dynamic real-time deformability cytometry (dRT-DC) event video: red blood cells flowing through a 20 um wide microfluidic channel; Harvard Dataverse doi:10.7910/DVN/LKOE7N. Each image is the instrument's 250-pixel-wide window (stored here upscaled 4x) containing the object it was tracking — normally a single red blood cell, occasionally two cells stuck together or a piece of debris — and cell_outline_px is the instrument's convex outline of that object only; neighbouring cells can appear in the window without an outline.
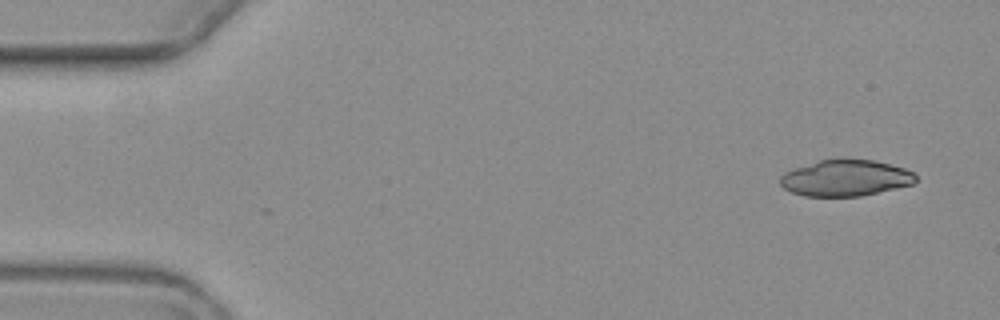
{"species": "common noctule bat (a hibernating species)", "species_latin": "Nyctalus noctula", "temperature_condition": "warm", "stored_images_in_passage": 5, "camera_frame_rate_fps": 3000, "um_per_image_px": 0.085, "animal": {"sex": "female", "body_mass_g": 19.3, "forearm_length_mm": 54.1}, "frame": {"image": 1, "passage_image": 1, "time_ms": 0.0, "image_size_px": [1000, 320], "cell_outline_px": [[916, 180], [912, 184], [896, 188], [860, 196], [804, 196], [792, 192], [784, 188], [780, 184], [780, 176], [784, 172], [792, 168], [820, 160], [872, 160], [904, 168], [912, 172], [916, 176]], "centroid_in_image_um": [71.83, 15.14], "position_along_channel_um": 13.2, "area_um2": 28.26}}